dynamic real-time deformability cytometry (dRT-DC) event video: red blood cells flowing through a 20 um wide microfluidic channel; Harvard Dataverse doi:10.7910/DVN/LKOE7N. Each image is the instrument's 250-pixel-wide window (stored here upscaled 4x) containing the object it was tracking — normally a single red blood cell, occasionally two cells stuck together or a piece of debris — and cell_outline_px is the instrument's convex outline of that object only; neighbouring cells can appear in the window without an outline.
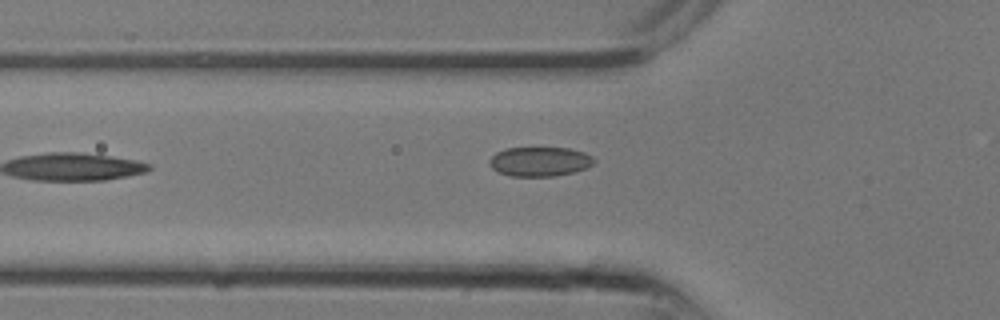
{"species": "common noctule bat (a hibernating species)", "species_latin": "Nyctalus noctula", "temperature_condition": "room temperature", "stored_images_in_passage": 11, "camera_frame_rate_fps": 3000, "um_per_image_px": 0.085, "animal": {"sex": "male", "body_mass_g": 13.3}, "frame": {"image": 1, "passage_image": 11, "time_ms": 3.333, "image_size_px": [1000, 320], "cell_outline_px": [[596, 160], [588, 168], [572, 172], [552, 176], [512, 176], [496, 172], [488, 164], [488, 160], [496, 152], [508, 148], [568, 148], [584, 152], [592, 156]], "centroid_in_image_um": [45.86, 13.73], "position_along_channel_um": 79.9, "area_um2": 17.98}}